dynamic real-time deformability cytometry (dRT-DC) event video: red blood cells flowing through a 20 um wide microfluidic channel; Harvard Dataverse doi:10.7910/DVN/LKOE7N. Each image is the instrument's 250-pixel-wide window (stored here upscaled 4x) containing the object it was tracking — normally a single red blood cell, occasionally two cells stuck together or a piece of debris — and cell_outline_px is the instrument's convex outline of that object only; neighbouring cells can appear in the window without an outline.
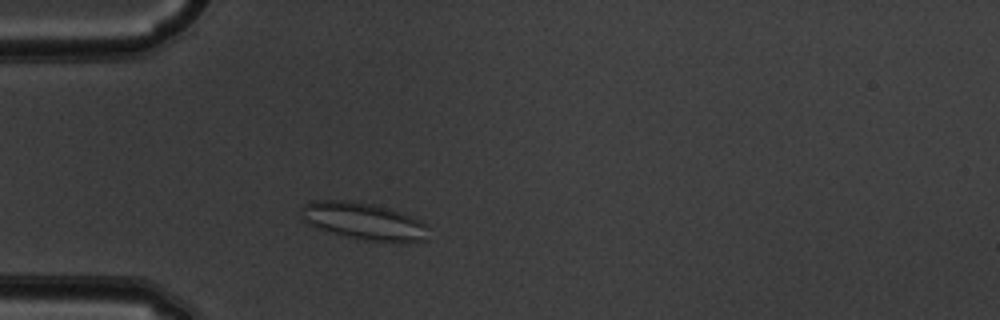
{"species": "common noctule bat (a hibernating species)", "species_latin": "Nyctalus noctula", "temperature_condition": "warm", "stored_images_in_passage": 43, "camera_frame_rate_fps": 3000, "um_per_image_px": 0.085, "animal": {"sex": "male", "body_mass_g": 19.5, "forearm_length_mm": 54.6}, "frame": {"image": 1, "passage_image": 6, "time_ms": 1.667, "image_size_px": [1000, 320], "cell_outline_px": [[428, 240], [400, 244], [364, 240], [344, 236], [328, 232], [304, 224], [300, 212], [300, 208], [304, 204], [312, 200], [352, 200], [392, 208], [420, 220], [428, 224]], "centroid_in_image_um": [30.93, 18.82], "position_along_channel_um": 54.1, "area_um2": 28.67}}
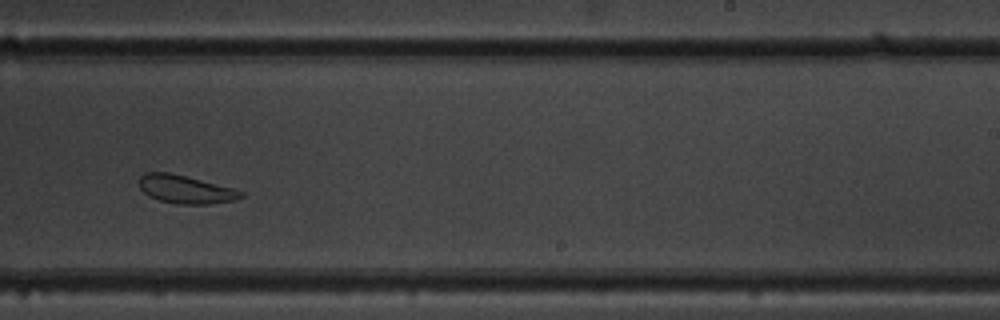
{"frame": {"image": 2, "passage_image": 24, "time_ms": 7.667, "image_size_px": [1000, 320], "cell_outline_px": [[244, 196], [236, 200], [208, 204], [176, 204], [160, 200], [148, 196], [140, 188], [140, 176], [144, 172], [168, 172], [232, 188], [244, 192]], "centroid_in_image_um": [15.76, 16.1], "position_along_channel_um": 273.2, "area_um2": 16.53}}
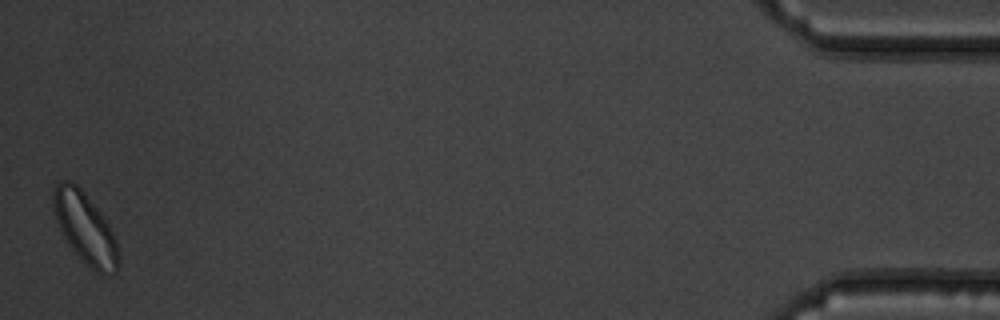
{"frame": {"image": 3, "passage_image": 43, "time_ms": 14.0, "image_size_px": [1000, 320], "cell_outline_px": [[120, 268], [116, 272], [104, 276], [96, 272], [72, 248], [64, 236], [60, 228], [56, 216], [52, 200], [52, 188], [60, 180], [72, 180], [84, 192], [100, 212], [108, 224], [116, 240], [120, 256]], "centroid_in_image_um": [7.26, 19.38], "position_along_channel_um": 427.9, "area_um2": 26.7}, "authors_computed_cell_mechanics": {"area_um2": 19.7098, "velocity_mm_per_s": 3.8155, "shape_relaxation_time_tau1_ms": null, "shape_relaxation_time_tau2_ms": 1.4924, "deformation_change_tau1": null, "deformation_change_tau2": 0.0673}}